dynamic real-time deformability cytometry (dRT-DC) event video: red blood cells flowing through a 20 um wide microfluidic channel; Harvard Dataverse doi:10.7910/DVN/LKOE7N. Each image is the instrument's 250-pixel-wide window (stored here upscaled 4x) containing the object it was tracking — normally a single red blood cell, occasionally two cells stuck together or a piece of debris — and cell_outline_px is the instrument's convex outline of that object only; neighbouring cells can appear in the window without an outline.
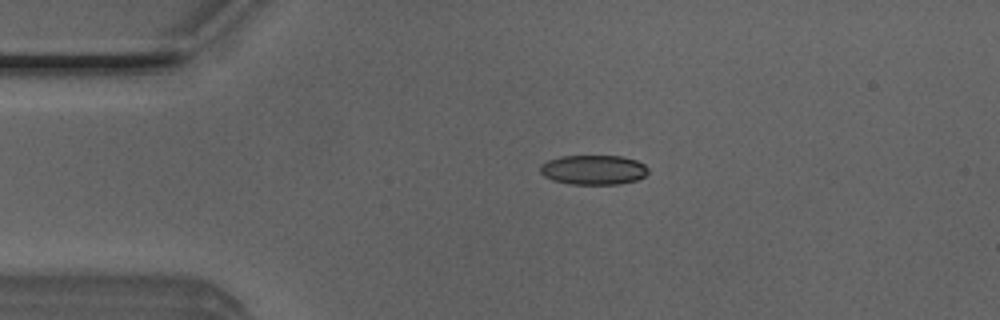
{"species": "Egyptian fruit bat (a non-hibernating species)", "species_latin": "Rousettus aegyptiacus", "temperature_condition": "room temperature", "stored_images_in_passage": 43, "camera_frame_rate_fps": 3000, "um_per_image_px": 0.085, "animal": {"sex": "male"}, "frame": {"image": 1, "passage_image": 3, "time_ms": 0.667, "image_size_px": [1000, 320], "cell_outline_px": [[648, 172], [644, 176], [636, 180], [620, 184], [568, 184], [552, 180], [544, 176], [540, 172], [540, 164], [548, 160], [560, 156], [620, 156], [636, 160], [644, 164], [648, 168]], "centroid_in_image_um": [50.42, 14.43], "position_along_channel_um": 34.6, "area_um2": 18.73}}
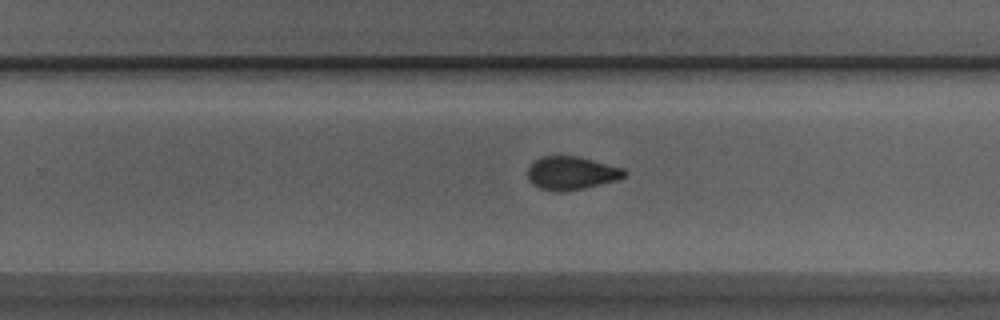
{"frame": {"image": 2, "passage_image": 24, "time_ms": 7.667, "image_size_px": [1000, 320], "cell_outline_px": [[628, 172], [624, 176], [616, 180], [584, 188], [564, 192], [556, 192], [540, 188], [532, 184], [528, 180], [528, 168], [540, 156], [576, 156], [624, 168]], "centroid_in_image_um": [48.55, 14.72], "position_along_channel_um": 281.2, "area_um2": 18.67}}
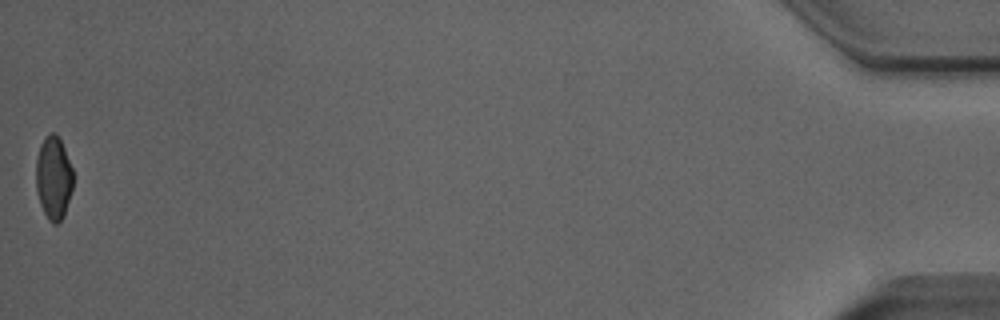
{"frame": {"image": 3, "passage_image": 43, "time_ms": 14.0, "image_size_px": [1000, 320], "cell_outline_px": [[72, 188], [64, 216], [56, 224], [52, 224], [48, 220], [40, 204], [36, 192], [36, 160], [40, 144], [44, 136], [52, 132], [56, 132], [64, 148], [72, 168]], "centroid_in_image_um": [4.53, 15.11], "position_along_channel_um": 430.7, "area_um2": 18.03}, "authors_computed_cell_mechanics": {"area_um2": 18.8428, "velocity_mm_per_s": 4.0189, "shape_relaxation_time_tau1_ms": 9.434, "shape_relaxation_time_tau2_ms": 1.808, "deformation_change_tau1": 0.2024, "deformation_change_tau2": 0.0634}}